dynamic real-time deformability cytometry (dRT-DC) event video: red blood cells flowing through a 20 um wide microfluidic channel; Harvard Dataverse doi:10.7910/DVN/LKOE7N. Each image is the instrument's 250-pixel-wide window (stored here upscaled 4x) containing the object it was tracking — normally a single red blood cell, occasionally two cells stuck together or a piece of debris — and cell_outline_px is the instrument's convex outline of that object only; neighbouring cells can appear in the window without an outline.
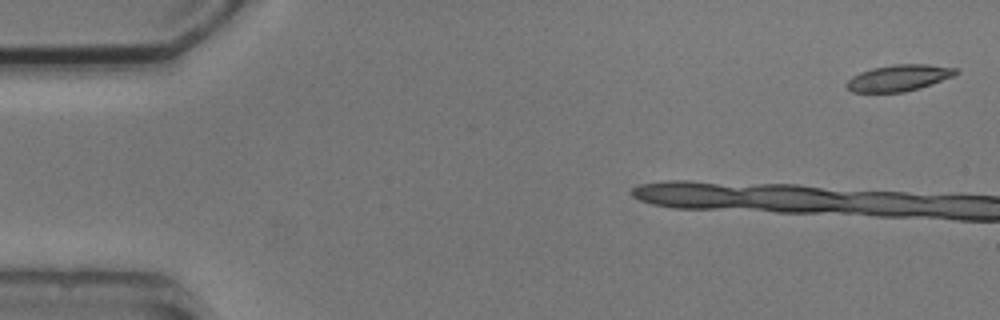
{"species": "common noctule bat (a hibernating species)", "species_latin": "Nyctalus noctula", "temperature_condition": "cold", "stored_images_in_passage": 5, "camera_frame_rate_fps": 3000, "um_per_image_px": 0.085, "animal": {"sex": "male", "body_mass_g": 20.5, "forearm_length_mm": 52.5}, "frame": {"image": 1, "passage_image": 1, "time_ms": 0.0, "image_size_px": [1000, 320], "cell_outline_px": [[960, 72], [952, 76], [920, 88], [904, 92], [852, 92], [844, 84], [852, 76], [860, 72], [872, 68], [896, 64], [928, 64], [960, 68]], "centroid_in_image_um": [76.41, 6.61], "position_along_channel_um": 8.6, "area_um2": 16.82}}